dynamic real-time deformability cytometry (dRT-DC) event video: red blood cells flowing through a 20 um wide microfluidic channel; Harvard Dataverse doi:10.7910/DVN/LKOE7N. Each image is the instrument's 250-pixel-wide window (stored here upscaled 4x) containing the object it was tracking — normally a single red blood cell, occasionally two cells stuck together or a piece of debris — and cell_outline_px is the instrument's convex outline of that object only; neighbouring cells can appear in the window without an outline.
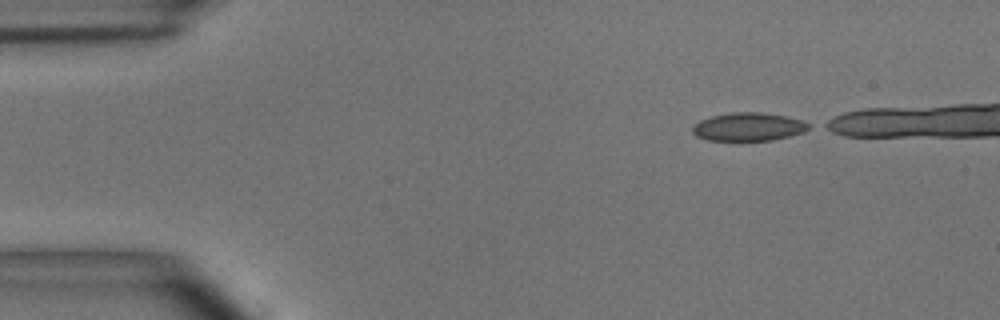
{"species": "common noctule bat (a hibernating species)", "species_latin": "Nyctalus noctula", "temperature_condition": "room temperature", "stored_images_in_passage": 6, "camera_frame_rate_fps": 3000, "um_per_image_px": 0.085, "animal": {"sex": "male", "body_mass_g": 15.6}, "frame": {"image": 1, "passage_image": 1, "time_ms": 0.0, "image_size_px": [1000, 320], "cell_outline_px": [[812, 128], [804, 132], [772, 140], [708, 140], [696, 136], [692, 132], [692, 128], [700, 120], [712, 116], [732, 112], [760, 112], [784, 116], [804, 120], [812, 124]], "centroid_in_image_um": [63.67, 10.77], "position_along_channel_um": 21.3, "area_um2": 19.13}}